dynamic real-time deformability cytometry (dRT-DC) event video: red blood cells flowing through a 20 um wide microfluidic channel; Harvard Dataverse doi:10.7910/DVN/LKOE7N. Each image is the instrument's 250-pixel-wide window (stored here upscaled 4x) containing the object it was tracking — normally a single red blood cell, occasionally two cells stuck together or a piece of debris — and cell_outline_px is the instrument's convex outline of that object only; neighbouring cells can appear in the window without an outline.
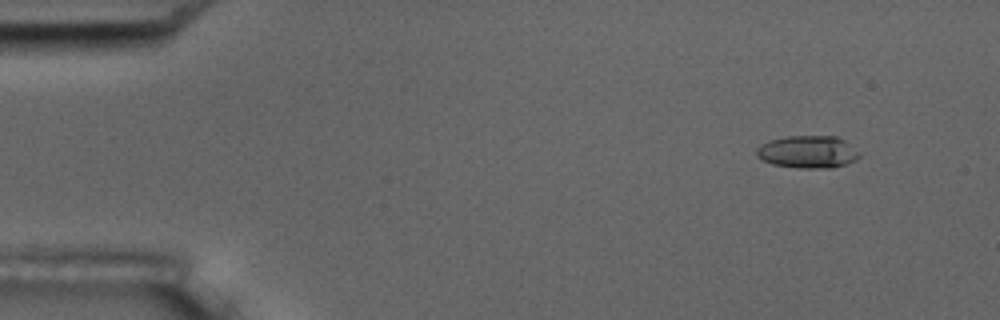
{"species": "common noctule bat (a hibernating species)", "species_latin": "Nyctalus noctula", "temperature_condition": "room temperature", "stored_images_in_passage": 4, "camera_frame_rate_fps": 3000, "um_per_image_px": 0.085, "animal": {"sex": "male", "body_mass_g": 17.5, "forearm_length_mm": 52.3}, "frame": {"image": 1, "passage_image": 1, "time_ms": 0.0, "image_size_px": [1000, 320], "cell_outline_px": [[860, 156], [856, 160], [832, 168], [800, 168], [772, 164], [756, 156], [756, 148], [760, 144], [772, 140], [788, 136], [836, 136], [844, 140]], "centroid_in_image_um": [68.62, 12.91], "position_along_channel_um": 16.4, "area_um2": 19.19}}
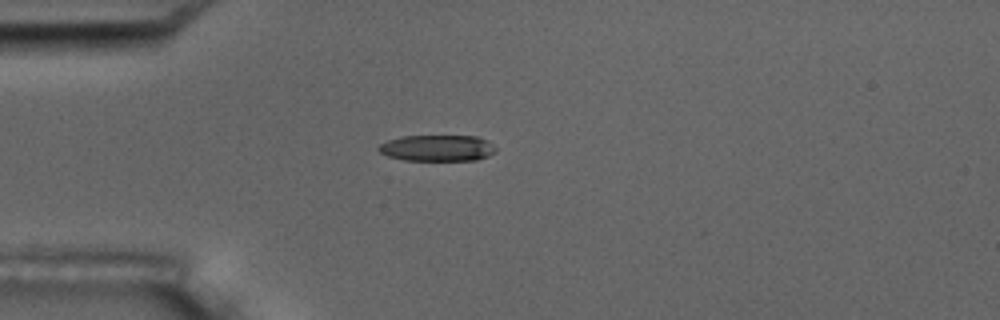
{"frame": {"image": 2, "passage_image": 4, "time_ms": 3.333, "image_size_px": [1000, 320], "cell_outline_px": [[496, 152], [488, 156], [476, 160], [404, 160], [388, 156], [380, 152], [376, 148], [380, 144], [388, 140], [400, 136], [480, 136], [488, 140], [496, 148]], "centroid_in_image_um": [37.19, 12.58], "position_along_channel_um": 47.8, "area_um2": 18.03}}